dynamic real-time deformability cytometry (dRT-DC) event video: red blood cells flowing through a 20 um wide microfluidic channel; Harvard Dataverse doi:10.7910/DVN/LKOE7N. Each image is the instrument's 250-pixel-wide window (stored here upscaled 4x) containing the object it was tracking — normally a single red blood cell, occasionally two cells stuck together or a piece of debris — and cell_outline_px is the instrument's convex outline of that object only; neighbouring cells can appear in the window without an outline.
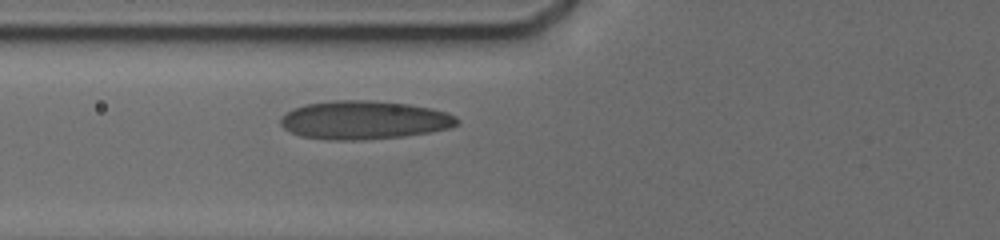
{"species": "human", "species_latin": "Homo sapiens", "temperature_condition": "cold", "stored_images_in_passage": 6, "camera_frame_rate_fps": 3000, "um_per_image_px": 0.085, "donor": {"sex": "male"}, "frame": {"image": 1, "passage_image": 6, "time_ms": 4.0, "image_size_px": [1000, 240], "cell_outline_px": [[460, 120], [456, 124], [448, 128], [428, 132], [404, 136], [360, 140], [328, 140], [300, 136], [284, 128], [280, 124], [280, 120], [292, 108], [304, 104], [332, 100], [372, 100], [408, 104], [428, 108], [444, 112], [456, 116]], "centroid_in_image_um": [30.91, 10.2], "position_along_channel_um": 94.9, "area_um2": 39.42}}